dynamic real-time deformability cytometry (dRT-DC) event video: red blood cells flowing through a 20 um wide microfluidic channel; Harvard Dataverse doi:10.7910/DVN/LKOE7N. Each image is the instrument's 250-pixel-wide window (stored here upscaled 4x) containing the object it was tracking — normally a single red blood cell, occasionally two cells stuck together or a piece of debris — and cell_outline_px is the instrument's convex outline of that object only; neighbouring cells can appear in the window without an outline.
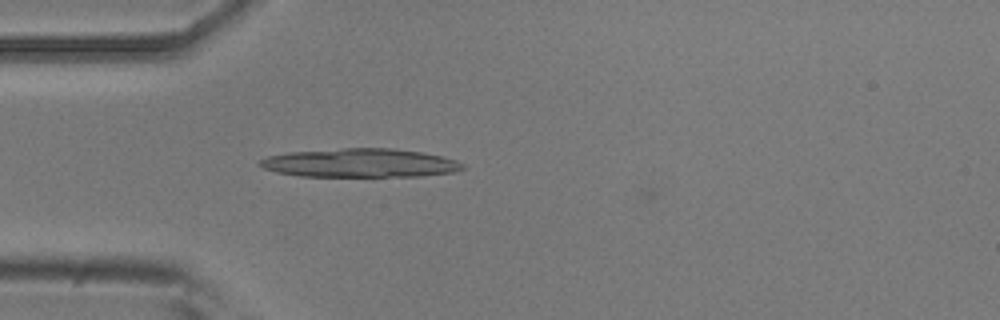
{"species": "common noctule bat (a hibernating species)", "species_latin": "Nyctalus noctula", "temperature_condition": "room temperature", "stored_images_in_passage": 4, "camera_frame_rate_fps": 3000, "um_per_image_px": 0.085, "animal": {"sex": "male", "body_mass_g": 20.5, "forearm_length_mm": 52.5}, "frame": {"image": 1, "passage_image": 4, "time_ms": 1.0, "image_size_px": [1000, 320], "cell_outline_px": [[464, 168], [456, 172], [420, 176], [300, 176], [276, 172], [264, 168], [260, 164], [260, 160], [268, 156], [292, 152], [344, 148], [392, 148], [420, 152], [440, 156], [456, 160], [464, 164]], "centroid_in_image_um": [30.65, 13.85], "position_along_channel_um": 54.4, "area_um2": 33.64}}